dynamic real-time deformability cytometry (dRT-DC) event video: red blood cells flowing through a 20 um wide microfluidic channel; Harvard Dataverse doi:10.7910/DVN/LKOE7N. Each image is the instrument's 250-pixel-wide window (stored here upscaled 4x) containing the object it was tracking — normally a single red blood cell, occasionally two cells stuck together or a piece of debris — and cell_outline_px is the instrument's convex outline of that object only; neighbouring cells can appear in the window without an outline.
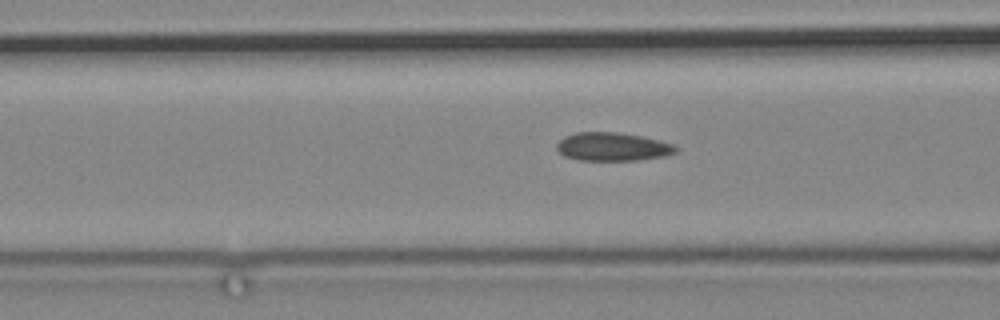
{"species": "common noctule bat (a hibernating species)", "species_latin": "Nyctalus noctula", "temperature_condition": "cold", "stored_images_in_passage": 80, "camera_frame_rate_fps": 3000, "um_per_image_px": 0.085, "animal": {"sex": "male", "body_mass_g": 19.2, "forearm_length_mm": 51.8}, "frame": {"image": 1, "passage_image": 42, "time_ms": 13.667, "image_size_px": [1000, 320], "cell_outline_px": [[680, 148], [676, 152], [664, 156], [636, 160], [580, 160], [564, 156], [556, 148], [556, 144], [564, 136], [576, 132], [616, 132], [640, 136], [672, 144]], "centroid_in_image_um": [52.04, 12.47], "position_along_channel_um": 114.6, "area_um2": 19.54}}
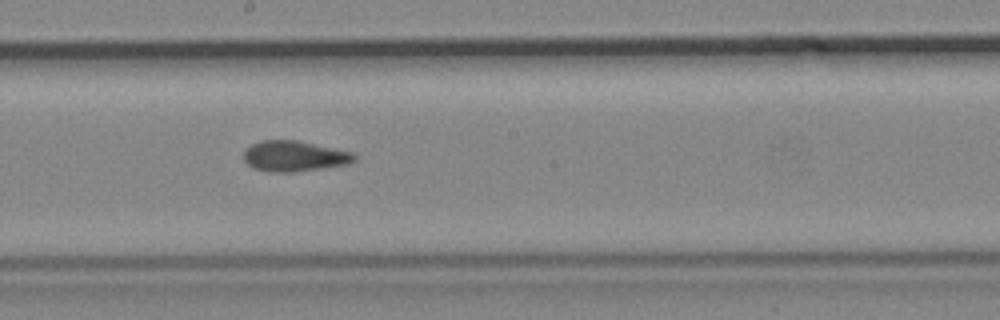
{"frame": {"image": 2, "passage_image": 52, "time_ms": 17.0, "image_size_px": [1000, 320], "cell_outline_px": [[356, 160], [348, 164], [292, 172], [268, 172], [252, 168], [244, 160], [244, 152], [252, 144], [260, 140], [296, 140], [352, 152], [356, 156]], "centroid_in_image_um": [24.99, 13.27], "position_along_channel_um": 223.2, "area_um2": 19.59}}
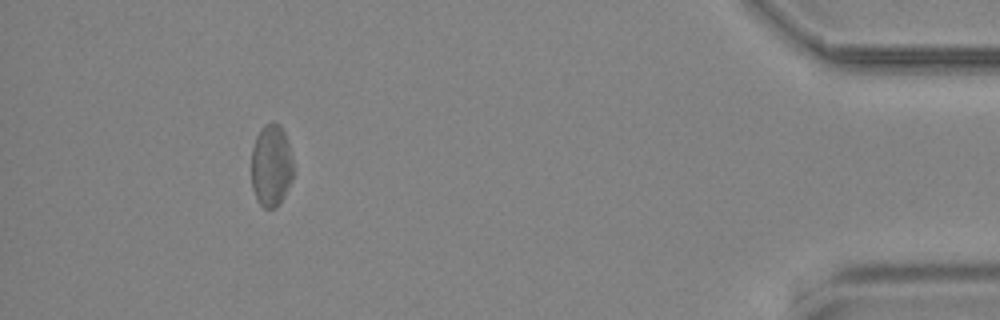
{"frame": {"image": 3, "passage_image": 75, "time_ms": 24.667, "image_size_px": [1000, 320], "cell_outline_px": [[292, 180], [276, 208], [264, 208], [260, 204], [252, 188], [252, 148], [256, 136], [264, 124], [280, 124], [288, 140], [292, 156]], "centroid_in_image_um": [23.05, 14.06], "position_along_channel_um": 412.1, "area_um2": 19.88}}